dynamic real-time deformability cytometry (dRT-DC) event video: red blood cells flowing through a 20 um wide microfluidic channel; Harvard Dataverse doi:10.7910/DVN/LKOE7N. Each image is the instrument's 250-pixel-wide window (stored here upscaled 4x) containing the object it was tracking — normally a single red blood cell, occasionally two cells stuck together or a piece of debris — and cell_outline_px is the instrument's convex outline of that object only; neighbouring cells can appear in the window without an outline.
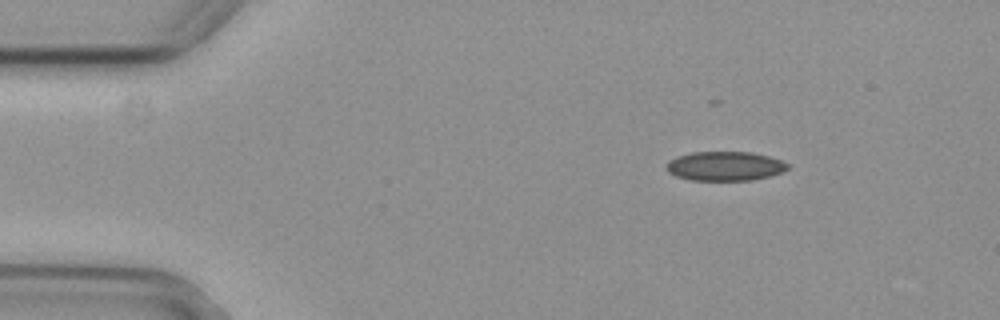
{"species": "common noctule bat (a hibernating species)", "species_latin": "Nyctalus noctula", "temperature_condition": "cold", "stored_images_in_passage": 3, "camera_frame_rate_fps": 3000, "um_per_image_px": 0.085, "animal": {"sex": "female", "body_mass_g": 29.2, "forearm_length_mm": 56.3}, "frame": {"image": 1, "passage_image": 1, "time_ms": 0.0, "image_size_px": [1000, 320], "cell_outline_px": [[788, 168], [784, 172], [752, 180], [692, 180], [676, 176], [668, 172], [664, 164], [668, 160], [676, 156], [692, 152], [752, 152], [768, 156], [780, 160], [788, 164]], "centroid_in_image_um": [61.58, 14.11], "position_along_channel_um": 23.4, "area_um2": 20.75}}
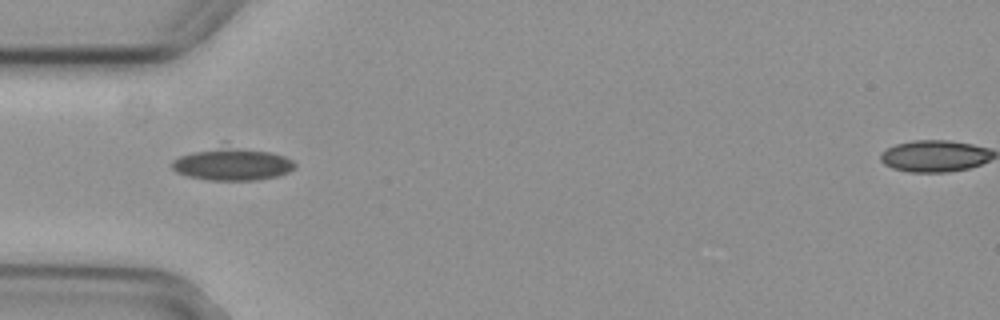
{"frame": {"image": 2, "passage_image": 3, "time_ms": 0.667, "image_size_px": [1000, 320], "cell_outline_px": [[296, 164], [288, 172], [276, 176], [256, 180], [208, 180], [188, 176], [176, 172], [172, 168], [172, 160], [180, 156], [192, 152], [220, 148], [228, 148], [272, 152], [284, 156], [292, 160]], "centroid_in_image_um": [19.73, 13.99], "position_along_channel_um": 65.3, "area_um2": 22.43}}